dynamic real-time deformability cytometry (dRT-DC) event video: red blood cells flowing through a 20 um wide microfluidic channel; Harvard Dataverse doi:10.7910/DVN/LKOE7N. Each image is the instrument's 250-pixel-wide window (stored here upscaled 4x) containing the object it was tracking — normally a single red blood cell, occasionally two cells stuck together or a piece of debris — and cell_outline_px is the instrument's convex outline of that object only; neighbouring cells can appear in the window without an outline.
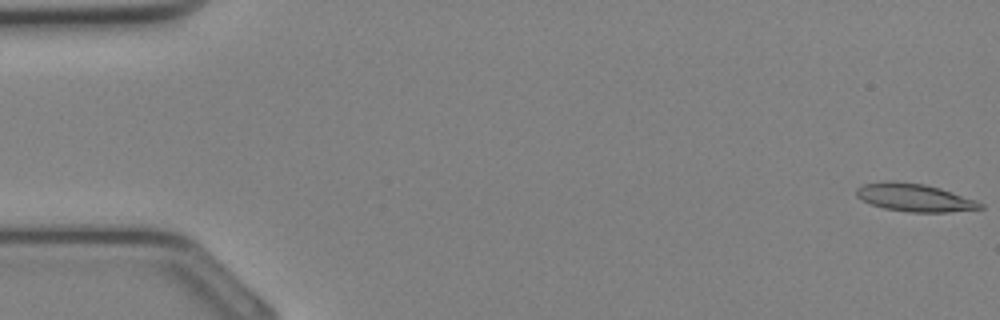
{"species": "Egyptian fruit bat (a non-hibernating species)", "species_latin": "Rousettus aegyptiacus", "temperature_condition": "cold", "stored_images_in_passage": 6, "camera_frame_rate_fps": 3000, "um_per_image_px": 0.085, "animal": {"sex": "female"}, "frame": {"image": 1, "passage_image": 1, "time_ms": 0.0, "image_size_px": [1000, 320], "cell_outline_px": [[984, 208], [948, 212], [908, 212], [884, 208], [872, 204], [856, 196], [856, 188], [864, 184], [888, 180], [892, 180], [924, 184], [940, 188], [976, 200], [984, 204]], "centroid_in_image_um": [77.74, 16.79], "position_along_channel_um": 7.3, "area_um2": 20.06}}